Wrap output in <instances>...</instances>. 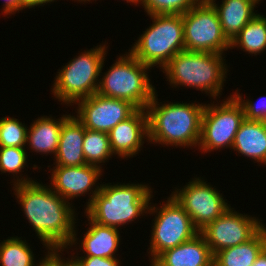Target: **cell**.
<instances>
[{"mask_svg": "<svg viewBox=\"0 0 266 266\" xmlns=\"http://www.w3.org/2000/svg\"><path fill=\"white\" fill-rule=\"evenodd\" d=\"M12 181L14 195L25 217L48 252L64 251L76 245L75 213L67 202L50 186L22 176ZM16 192V193H15ZM75 213V214H74ZM75 228V229H74Z\"/></svg>", "mask_w": 266, "mask_h": 266, "instance_id": "1", "label": "cell"}, {"mask_svg": "<svg viewBox=\"0 0 266 266\" xmlns=\"http://www.w3.org/2000/svg\"><path fill=\"white\" fill-rule=\"evenodd\" d=\"M157 93L146 107L148 141L177 147H198L205 104H158Z\"/></svg>", "mask_w": 266, "mask_h": 266, "instance_id": "2", "label": "cell"}, {"mask_svg": "<svg viewBox=\"0 0 266 266\" xmlns=\"http://www.w3.org/2000/svg\"><path fill=\"white\" fill-rule=\"evenodd\" d=\"M83 154L86 164L101 167V163H105L114 155L110 147L108 133L85 128Z\"/></svg>", "mask_w": 266, "mask_h": 266, "instance_id": "25", "label": "cell"}, {"mask_svg": "<svg viewBox=\"0 0 266 266\" xmlns=\"http://www.w3.org/2000/svg\"><path fill=\"white\" fill-rule=\"evenodd\" d=\"M182 17L185 50L223 54L230 49L218 14L207 0H201Z\"/></svg>", "mask_w": 266, "mask_h": 266, "instance_id": "10", "label": "cell"}, {"mask_svg": "<svg viewBox=\"0 0 266 266\" xmlns=\"http://www.w3.org/2000/svg\"><path fill=\"white\" fill-rule=\"evenodd\" d=\"M241 47L255 56L266 50V17L257 14L230 42V49Z\"/></svg>", "mask_w": 266, "mask_h": 266, "instance_id": "23", "label": "cell"}, {"mask_svg": "<svg viewBox=\"0 0 266 266\" xmlns=\"http://www.w3.org/2000/svg\"><path fill=\"white\" fill-rule=\"evenodd\" d=\"M61 266H76V265L68 258L67 260H65L64 258L62 259L61 255Z\"/></svg>", "mask_w": 266, "mask_h": 266, "instance_id": "35", "label": "cell"}, {"mask_svg": "<svg viewBox=\"0 0 266 266\" xmlns=\"http://www.w3.org/2000/svg\"><path fill=\"white\" fill-rule=\"evenodd\" d=\"M25 124L14 117L0 119V147H25L27 129Z\"/></svg>", "mask_w": 266, "mask_h": 266, "instance_id": "26", "label": "cell"}, {"mask_svg": "<svg viewBox=\"0 0 266 266\" xmlns=\"http://www.w3.org/2000/svg\"><path fill=\"white\" fill-rule=\"evenodd\" d=\"M221 53L183 50L162 69L170 86H185L208 93L215 100L226 81L227 64Z\"/></svg>", "mask_w": 266, "mask_h": 266, "instance_id": "4", "label": "cell"}, {"mask_svg": "<svg viewBox=\"0 0 266 266\" xmlns=\"http://www.w3.org/2000/svg\"><path fill=\"white\" fill-rule=\"evenodd\" d=\"M125 1V0H124ZM126 2L127 3H131L132 2V4L134 3L135 5L136 4H140V0H126Z\"/></svg>", "mask_w": 266, "mask_h": 266, "instance_id": "36", "label": "cell"}, {"mask_svg": "<svg viewBox=\"0 0 266 266\" xmlns=\"http://www.w3.org/2000/svg\"><path fill=\"white\" fill-rule=\"evenodd\" d=\"M149 69L152 68L126 52L99 79L97 93L109 98L124 99L138 109H146L156 93L147 74Z\"/></svg>", "mask_w": 266, "mask_h": 266, "instance_id": "5", "label": "cell"}, {"mask_svg": "<svg viewBox=\"0 0 266 266\" xmlns=\"http://www.w3.org/2000/svg\"><path fill=\"white\" fill-rule=\"evenodd\" d=\"M108 137L113 154L123 159L138 154L141 151L144 140L148 139L146 109H138L128 119L119 122L108 132Z\"/></svg>", "mask_w": 266, "mask_h": 266, "instance_id": "15", "label": "cell"}, {"mask_svg": "<svg viewBox=\"0 0 266 266\" xmlns=\"http://www.w3.org/2000/svg\"><path fill=\"white\" fill-rule=\"evenodd\" d=\"M152 25L129 52L150 68L162 69L177 53L185 50L183 17L178 14L149 15Z\"/></svg>", "mask_w": 266, "mask_h": 266, "instance_id": "7", "label": "cell"}, {"mask_svg": "<svg viewBox=\"0 0 266 266\" xmlns=\"http://www.w3.org/2000/svg\"><path fill=\"white\" fill-rule=\"evenodd\" d=\"M75 255L71 261L76 266H120L119 260L116 258H101V257H80Z\"/></svg>", "mask_w": 266, "mask_h": 266, "instance_id": "30", "label": "cell"}, {"mask_svg": "<svg viewBox=\"0 0 266 266\" xmlns=\"http://www.w3.org/2000/svg\"><path fill=\"white\" fill-rule=\"evenodd\" d=\"M21 237H9L0 243L1 266H36L30 245Z\"/></svg>", "mask_w": 266, "mask_h": 266, "instance_id": "24", "label": "cell"}, {"mask_svg": "<svg viewBox=\"0 0 266 266\" xmlns=\"http://www.w3.org/2000/svg\"><path fill=\"white\" fill-rule=\"evenodd\" d=\"M201 0H140L148 15L178 14L183 15Z\"/></svg>", "mask_w": 266, "mask_h": 266, "instance_id": "27", "label": "cell"}, {"mask_svg": "<svg viewBox=\"0 0 266 266\" xmlns=\"http://www.w3.org/2000/svg\"><path fill=\"white\" fill-rule=\"evenodd\" d=\"M84 125L75 117L69 116L62 124L55 166L86 165L83 154Z\"/></svg>", "mask_w": 266, "mask_h": 266, "instance_id": "17", "label": "cell"}, {"mask_svg": "<svg viewBox=\"0 0 266 266\" xmlns=\"http://www.w3.org/2000/svg\"><path fill=\"white\" fill-rule=\"evenodd\" d=\"M207 1L216 10L222 32L230 42L258 14L254 12L258 3L253 0H222L220 6L216 0Z\"/></svg>", "mask_w": 266, "mask_h": 266, "instance_id": "18", "label": "cell"}, {"mask_svg": "<svg viewBox=\"0 0 266 266\" xmlns=\"http://www.w3.org/2000/svg\"><path fill=\"white\" fill-rule=\"evenodd\" d=\"M262 227H263V229H264V231L266 233V227H265V225L263 224Z\"/></svg>", "mask_w": 266, "mask_h": 266, "instance_id": "38", "label": "cell"}, {"mask_svg": "<svg viewBox=\"0 0 266 266\" xmlns=\"http://www.w3.org/2000/svg\"><path fill=\"white\" fill-rule=\"evenodd\" d=\"M233 209L230 207L199 231L213 255L222 249L248 241L262 228L263 224L259 219Z\"/></svg>", "mask_w": 266, "mask_h": 266, "instance_id": "12", "label": "cell"}, {"mask_svg": "<svg viewBox=\"0 0 266 266\" xmlns=\"http://www.w3.org/2000/svg\"><path fill=\"white\" fill-rule=\"evenodd\" d=\"M232 150L266 165V122L244 119L235 135Z\"/></svg>", "mask_w": 266, "mask_h": 266, "instance_id": "19", "label": "cell"}, {"mask_svg": "<svg viewBox=\"0 0 266 266\" xmlns=\"http://www.w3.org/2000/svg\"><path fill=\"white\" fill-rule=\"evenodd\" d=\"M152 193L148 185L139 183L101 184L100 191L84 213L99 225L118 229L143 213L148 214Z\"/></svg>", "mask_w": 266, "mask_h": 266, "instance_id": "3", "label": "cell"}, {"mask_svg": "<svg viewBox=\"0 0 266 266\" xmlns=\"http://www.w3.org/2000/svg\"><path fill=\"white\" fill-rule=\"evenodd\" d=\"M89 225L87 232L81 240V247L86 256L116 258L115 253L119 248L120 232L117 228L102 226L93 222L87 215Z\"/></svg>", "mask_w": 266, "mask_h": 266, "instance_id": "20", "label": "cell"}, {"mask_svg": "<svg viewBox=\"0 0 266 266\" xmlns=\"http://www.w3.org/2000/svg\"><path fill=\"white\" fill-rule=\"evenodd\" d=\"M165 203L161 204L160 208L150 205L148 209L149 214H156L148 248L152 258L151 263L164 251L187 242L199 234L191 217L171 195Z\"/></svg>", "mask_w": 266, "mask_h": 266, "instance_id": "8", "label": "cell"}, {"mask_svg": "<svg viewBox=\"0 0 266 266\" xmlns=\"http://www.w3.org/2000/svg\"><path fill=\"white\" fill-rule=\"evenodd\" d=\"M245 119L243 108L231 95L219 104H205L201 122L199 148L202 152L231 148L240 124Z\"/></svg>", "mask_w": 266, "mask_h": 266, "instance_id": "9", "label": "cell"}, {"mask_svg": "<svg viewBox=\"0 0 266 266\" xmlns=\"http://www.w3.org/2000/svg\"><path fill=\"white\" fill-rule=\"evenodd\" d=\"M238 90L233 93V96L238 100L241 104L244 112L245 119L247 120H255V121H265L266 122V96L260 98L259 100L263 99L260 103H254L253 101L246 99L243 100L240 96L241 94ZM258 102V101H257Z\"/></svg>", "mask_w": 266, "mask_h": 266, "instance_id": "29", "label": "cell"}, {"mask_svg": "<svg viewBox=\"0 0 266 266\" xmlns=\"http://www.w3.org/2000/svg\"><path fill=\"white\" fill-rule=\"evenodd\" d=\"M47 253L45 254V258H42L37 266H61V251H51Z\"/></svg>", "mask_w": 266, "mask_h": 266, "instance_id": "31", "label": "cell"}, {"mask_svg": "<svg viewBox=\"0 0 266 266\" xmlns=\"http://www.w3.org/2000/svg\"><path fill=\"white\" fill-rule=\"evenodd\" d=\"M253 1H255L256 3H258V4H259V2H260L261 0H253Z\"/></svg>", "mask_w": 266, "mask_h": 266, "instance_id": "39", "label": "cell"}, {"mask_svg": "<svg viewBox=\"0 0 266 266\" xmlns=\"http://www.w3.org/2000/svg\"><path fill=\"white\" fill-rule=\"evenodd\" d=\"M266 248L263 227L248 241L220 250L214 255V266H252Z\"/></svg>", "mask_w": 266, "mask_h": 266, "instance_id": "22", "label": "cell"}, {"mask_svg": "<svg viewBox=\"0 0 266 266\" xmlns=\"http://www.w3.org/2000/svg\"><path fill=\"white\" fill-rule=\"evenodd\" d=\"M5 16L10 14H15L17 11H21V0H4L2 7Z\"/></svg>", "mask_w": 266, "mask_h": 266, "instance_id": "32", "label": "cell"}, {"mask_svg": "<svg viewBox=\"0 0 266 266\" xmlns=\"http://www.w3.org/2000/svg\"><path fill=\"white\" fill-rule=\"evenodd\" d=\"M28 155L25 147H0V171L20 174L27 164Z\"/></svg>", "mask_w": 266, "mask_h": 266, "instance_id": "28", "label": "cell"}, {"mask_svg": "<svg viewBox=\"0 0 266 266\" xmlns=\"http://www.w3.org/2000/svg\"><path fill=\"white\" fill-rule=\"evenodd\" d=\"M51 189L67 202L75 197L90 194L87 207L91 204L94 196L100 191V187L96 184L99 177L102 176V167L95 165L80 166H53L51 169ZM95 186V187H94ZM94 187V191L92 190ZM89 191V192H88Z\"/></svg>", "mask_w": 266, "mask_h": 266, "instance_id": "14", "label": "cell"}, {"mask_svg": "<svg viewBox=\"0 0 266 266\" xmlns=\"http://www.w3.org/2000/svg\"><path fill=\"white\" fill-rule=\"evenodd\" d=\"M204 181L194 177L182 189L171 193L199 231L231 207L220 191Z\"/></svg>", "mask_w": 266, "mask_h": 266, "instance_id": "11", "label": "cell"}, {"mask_svg": "<svg viewBox=\"0 0 266 266\" xmlns=\"http://www.w3.org/2000/svg\"><path fill=\"white\" fill-rule=\"evenodd\" d=\"M75 104L78 105L75 117L86 129L105 133L138 110L127 100L109 98L98 93L81 99Z\"/></svg>", "mask_w": 266, "mask_h": 266, "instance_id": "13", "label": "cell"}, {"mask_svg": "<svg viewBox=\"0 0 266 266\" xmlns=\"http://www.w3.org/2000/svg\"><path fill=\"white\" fill-rule=\"evenodd\" d=\"M54 1L56 0H21V10L25 8H34L35 6H44L45 4Z\"/></svg>", "mask_w": 266, "mask_h": 266, "instance_id": "33", "label": "cell"}, {"mask_svg": "<svg viewBox=\"0 0 266 266\" xmlns=\"http://www.w3.org/2000/svg\"><path fill=\"white\" fill-rule=\"evenodd\" d=\"M252 266H266V248L257 257Z\"/></svg>", "mask_w": 266, "mask_h": 266, "instance_id": "34", "label": "cell"}, {"mask_svg": "<svg viewBox=\"0 0 266 266\" xmlns=\"http://www.w3.org/2000/svg\"><path fill=\"white\" fill-rule=\"evenodd\" d=\"M107 47L105 43L87 52L84 50L63 66V69H59L52 89V94L58 101L72 106L97 93Z\"/></svg>", "mask_w": 266, "mask_h": 266, "instance_id": "6", "label": "cell"}, {"mask_svg": "<svg viewBox=\"0 0 266 266\" xmlns=\"http://www.w3.org/2000/svg\"><path fill=\"white\" fill-rule=\"evenodd\" d=\"M76 1H79V2H81V3H82V2L85 3V2H87V1L90 2L91 0H76ZM95 1H96V0H95Z\"/></svg>", "mask_w": 266, "mask_h": 266, "instance_id": "37", "label": "cell"}, {"mask_svg": "<svg viewBox=\"0 0 266 266\" xmlns=\"http://www.w3.org/2000/svg\"><path fill=\"white\" fill-rule=\"evenodd\" d=\"M150 266H214V255L199 233L193 239L161 253Z\"/></svg>", "mask_w": 266, "mask_h": 266, "instance_id": "16", "label": "cell"}, {"mask_svg": "<svg viewBox=\"0 0 266 266\" xmlns=\"http://www.w3.org/2000/svg\"><path fill=\"white\" fill-rule=\"evenodd\" d=\"M70 116L63 115L60 119H53L51 116H41L30 124L27 130V142L29 148L39 154H53L58 150L60 132L63 122ZM58 120V121H57Z\"/></svg>", "mask_w": 266, "mask_h": 266, "instance_id": "21", "label": "cell"}]
</instances>
